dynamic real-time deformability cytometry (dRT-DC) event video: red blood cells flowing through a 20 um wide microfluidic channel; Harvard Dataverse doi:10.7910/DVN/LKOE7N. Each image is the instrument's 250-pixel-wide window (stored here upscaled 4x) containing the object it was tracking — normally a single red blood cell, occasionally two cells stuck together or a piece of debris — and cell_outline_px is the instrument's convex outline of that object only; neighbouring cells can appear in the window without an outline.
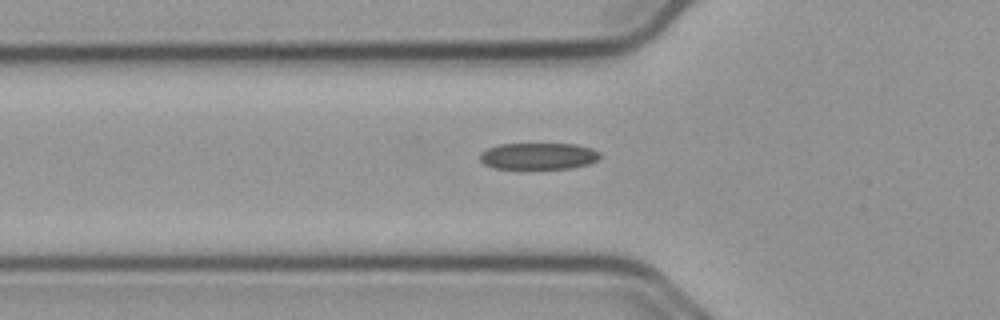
{"species": "common noctule bat (a hibernating species)", "species_latin": "Nyctalus noctula", "temperature_condition": "cold", "stored_images_in_passage": 33, "camera_frame_rate_fps": 3000, "um_per_image_px": 0.085, "animal": {"sex": "male", "body_mass_g": 23.1, "forearm_length_mm": 52.7}, "frame": {"image": 1, "passage_image": 3, "time_ms": 0.667, "image_size_px": [1000, 320], "cell_outline_px": [[600, 156], [596, 160], [588, 164], [572, 168], [520, 172], [492, 168], [484, 164], [480, 160], [480, 152], [496, 144], [576, 144], [592, 148], [600, 152]], "centroid_in_image_um": [45.7, 13.32], "position_along_channel_um": 80.1, "area_um2": 19.77}}
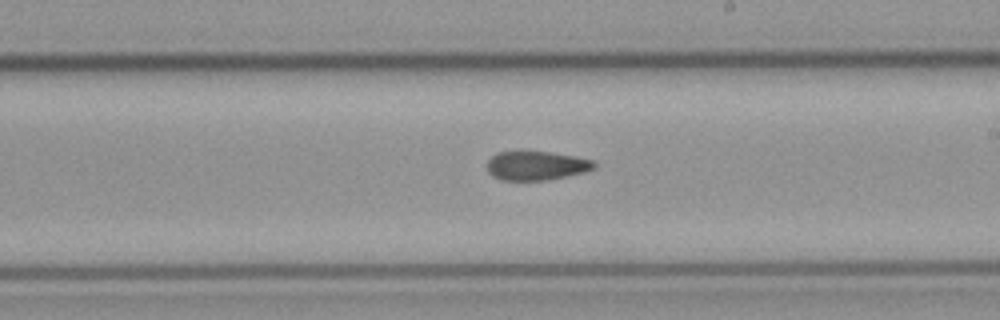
{"frame": {"image": 2, "passage_image": 16, "time_ms": 5.0, "image_size_px": [1000, 320], "cell_outline_px": [[596, 168], [584, 172], [568, 176], [548, 180], [500, 180], [492, 176], [488, 172], [488, 160], [496, 152], [548, 152], [576, 156], [592, 160], [596, 164]], "centroid_in_image_um": [45.6, 14.09], "position_along_channel_um": 243.4, "area_um2": 18.09}}
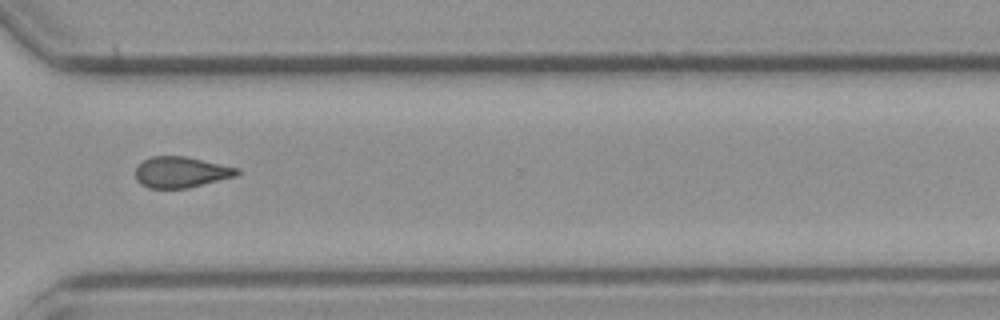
{"frame": {"image": 3, "passage_image": 25, "time_ms": 8.0, "image_size_px": [1000, 320], "cell_outline_px": [[240, 172], [236, 176], [188, 188], [148, 188], [140, 184], [136, 180], [136, 168], [144, 160], [152, 156], [184, 156], [240, 168]], "centroid_in_image_um": [15.39, 14.64], "position_along_channel_um": 355.2, "area_um2": 18.26}}